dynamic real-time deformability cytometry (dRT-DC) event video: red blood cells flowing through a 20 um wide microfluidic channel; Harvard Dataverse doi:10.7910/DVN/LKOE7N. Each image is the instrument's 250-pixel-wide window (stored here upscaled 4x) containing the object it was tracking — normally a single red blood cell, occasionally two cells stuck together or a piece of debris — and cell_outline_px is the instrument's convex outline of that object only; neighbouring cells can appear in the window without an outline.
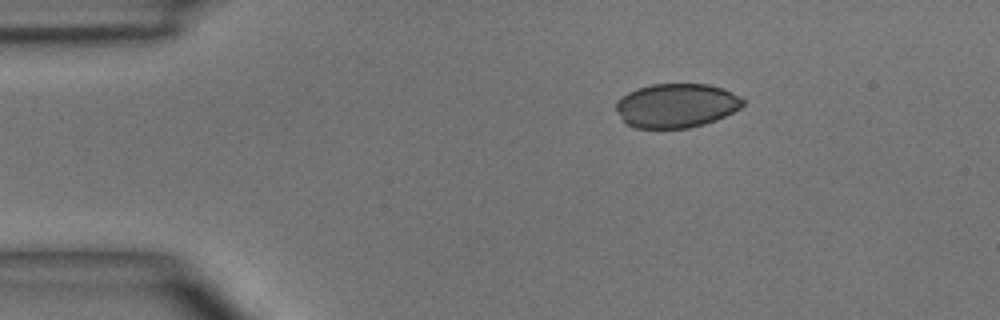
{"species": "common noctule bat (a hibernating species)", "species_latin": "Nyctalus noctula", "temperature_condition": "room temperature", "stored_images_in_passage": 3, "camera_frame_rate_fps": 3000, "um_per_image_px": 0.085, "animal": {"sex": "male", "body_mass_g": 15.6}, "frame": {"image": 1, "passage_image": 1, "time_ms": 0.0, "image_size_px": [1000, 320], "cell_outline_px": [[744, 104], [740, 108], [716, 120], [704, 124], [688, 128], [636, 128], [624, 124], [616, 108], [616, 100], [620, 96], [636, 88], [652, 84], [708, 84], [724, 88], [740, 96], [744, 100]], "centroid_in_image_um": [57.47, 8.97], "position_along_channel_um": 27.5, "area_um2": 32.89}}